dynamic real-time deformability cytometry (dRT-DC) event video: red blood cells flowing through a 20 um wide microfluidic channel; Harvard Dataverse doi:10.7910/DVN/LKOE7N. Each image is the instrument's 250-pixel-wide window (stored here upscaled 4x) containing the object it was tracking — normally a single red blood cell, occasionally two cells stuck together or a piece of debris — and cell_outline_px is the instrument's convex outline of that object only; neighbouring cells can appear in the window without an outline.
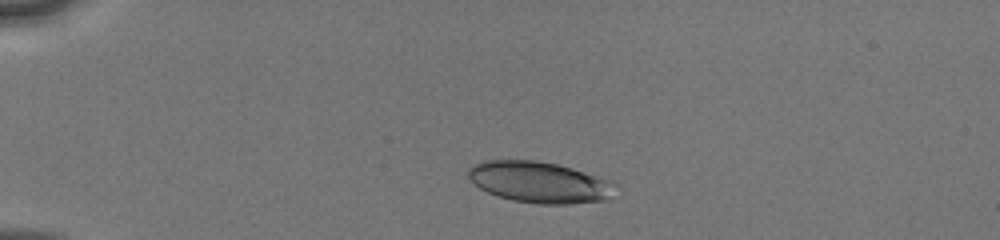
{"species": "human", "species_latin": "Homo sapiens", "temperature_condition": "cold", "stored_images_in_passage": 6, "camera_frame_rate_fps": 3000, "um_per_image_px": 0.085, "donor": {"sex": "male"}, "frame": {"image": 1, "passage_image": 2, "time_ms": 1.333, "image_size_px": [1000, 240], "cell_outline_px": [[620, 184], [612, 200], [568, 204], [540, 204], [512, 200], [488, 192], [480, 188], [468, 176], [468, 168], [480, 160], [536, 160], [556, 164], [572, 168], [612, 180]], "centroid_in_image_um": [45.96, 15.49], "position_along_channel_um": 39.0, "area_um2": 35.84}}
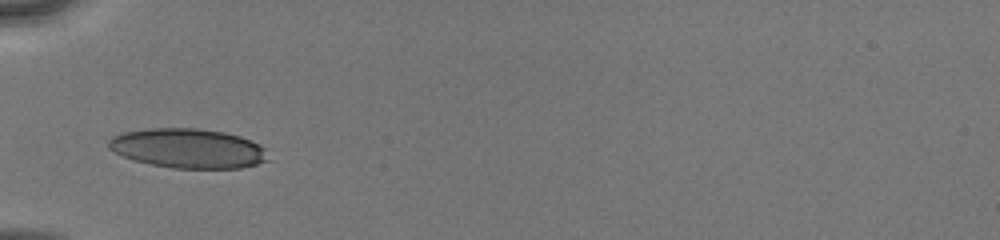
{"frame": {"image": 2, "passage_image": 4, "time_ms": 3.333, "image_size_px": [1000, 240], "cell_outline_px": [[268, 160], [256, 164], [240, 168], [172, 168], [152, 164], [136, 160], [124, 156], [108, 148], [108, 140], [112, 136], [124, 132], [148, 128], [196, 128], [224, 132], [240, 136], [260, 144], [264, 148]], "centroid_in_image_um": [15.98, 12.6], "position_along_channel_um": 69.0, "area_um2": 36.53}}
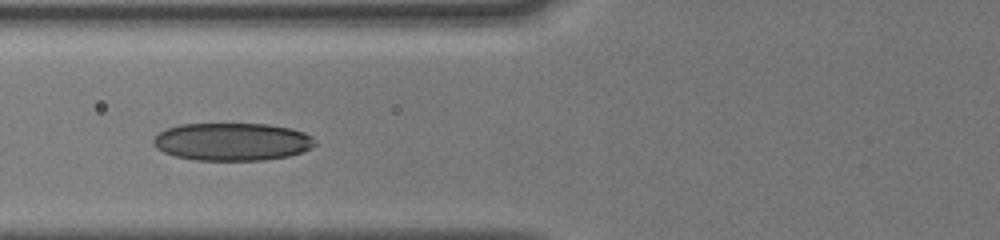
{"frame": {"image": 3, "passage_image": 5, "time_ms": 4.333, "image_size_px": [1000, 240], "cell_outline_px": [[316, 144], [300, 152], [288, 156], [264, 160], [196, 160], [176, 156], [164, 152], [156, 148], [152, 144], [152, 140], [160, 132], [168, 128], [180, 124], [268, 124], [292, 128], [304, 132], [312, 136], [316, 140]], "centroid_in_image_um": [19.74, 12.04], "position_along_channel_um": 106.1, "area_um2": 35.55}}